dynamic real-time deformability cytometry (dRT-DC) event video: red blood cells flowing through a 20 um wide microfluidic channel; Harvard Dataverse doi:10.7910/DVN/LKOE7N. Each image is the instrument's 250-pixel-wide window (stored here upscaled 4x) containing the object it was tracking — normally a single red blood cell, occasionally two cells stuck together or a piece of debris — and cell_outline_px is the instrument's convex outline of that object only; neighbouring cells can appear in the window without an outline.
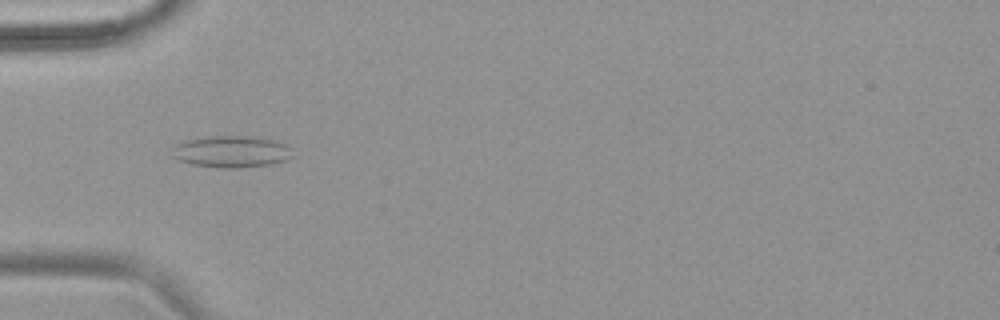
{"species": "common noctule bat (a hibernating species)", "species_latin": "Nyctalus noctula", "temperature_condition": "warm", "stored_images_in_passage": 52, "camera_frame_rate_fps": 3000, "um_per_image_px": 0.085, "animal": {"sex": "female", "body_mass_g": 18.4}, "frame": {"image": 1, "passage_image": 17, "time_ms": 5.333, "image_size_px": [1000, 320], "cell_outline_px": [[292, 156], [288, 160], [272, 164], [240, 168], [220, 168], [192, 164], [180, 160], [172, 156], [176, 144], [184, 140], [204, 136], [256, 136], [272, 140], [284, 144], [288, 148]], "centroid_in_image_um": [19.66, 12.89], "position_along_channel_um": 65.3, "area_um2": 22.25}}
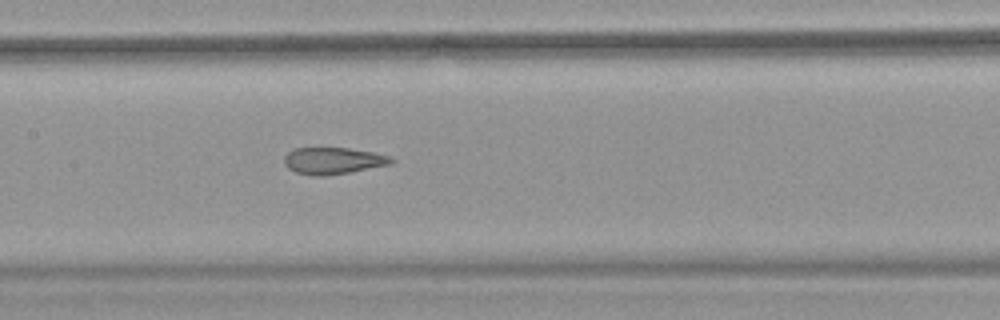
{"frame": {"image": 2, "passage_image": 26, "time_ms": 8.333, "image_size_px": [1000, 320], "cell_outline_px": [[396, 160], [392, 164], [348, 172], [324, 176], [312, 176], [296, 172], [288, 168], [284, 164], [284, 156], [288, 152], [296, 148], [348, 148], [372, 152], [388, 156]], "centroid_in_image_um": [28.3, 13.66], "position_along_channel_um": 179.1, "area_um2": 16.59}}
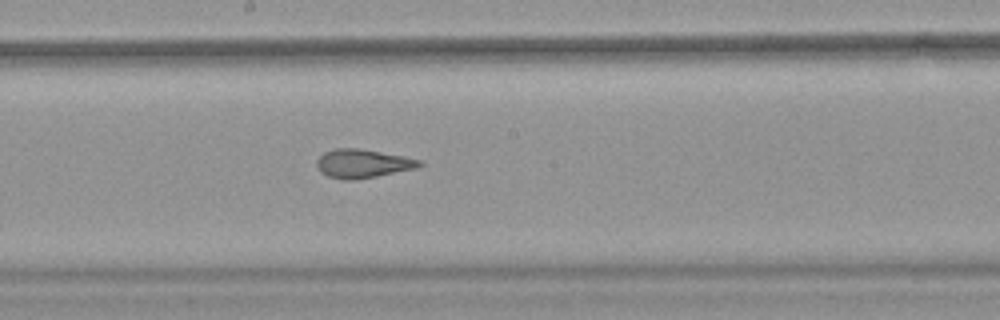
{"frame": {"image": 3, "passage_image": 29, "time_ms": 9.333, "image_size_px": [1000, 320], "cell_outline_px": [[424, 164], [416, 168], [356, 180], [344, 180], [328, 176], [320, 172], [316, 164], [316, 160], [324, 152], [336, 148], [360, 148], [404, 156], [420, 160]], "centroid_in_image_um": [30.81, 13.9], "position_along_channel_um": 217.4, "area_um2": 17.17}, "authors_computed_cell_mechanics": {"area_um2": 19.8254, "velocity_mm_per_s": 3.8457, "shape_relaxation_time_tau1_ms": null, "shape_relaxation_time_tau2_ms": 1.5153, "deformation_change_tau1": null, "deformation_change_tau2": 0.1036}}